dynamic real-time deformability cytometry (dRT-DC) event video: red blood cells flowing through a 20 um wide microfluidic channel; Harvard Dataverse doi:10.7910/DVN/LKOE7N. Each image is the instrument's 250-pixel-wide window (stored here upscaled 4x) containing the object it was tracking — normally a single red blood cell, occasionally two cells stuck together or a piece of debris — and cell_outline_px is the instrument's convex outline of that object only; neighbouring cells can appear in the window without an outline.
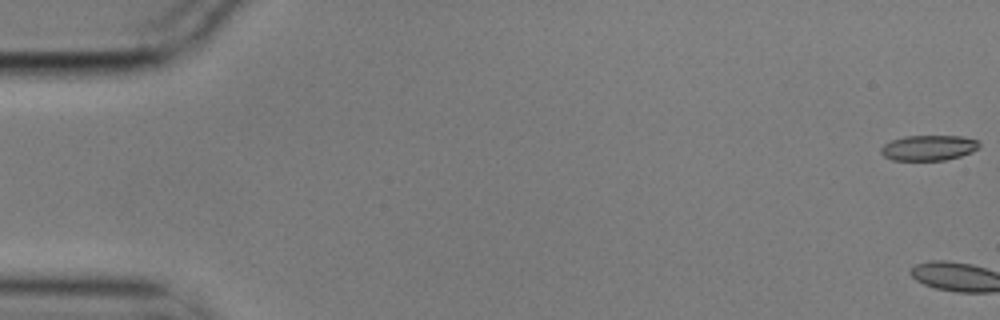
{"species": "common noctule bat (a hibernating species)", "species_latin": "Nyctalus noctula", "temperature_condition": "cold", "stored_images_in_passage": 6, "camera_frame_rate_fps": 3000, "um_per_image_px": 0.085, "animal": {"sex": "male", "body_mass_g": 17.9}, "frame": {"image": 1, "passage_image": 1, "time_ms": 0.0, "image_size_px": [1000, 320], "cell_outline_px": [[980, 148], [972, 152], [960, 156], [944, 160], [892, 160], [884, 156], [880, 152], [880, 148], [884, 144], [892, 140], [908, 136], [960, 136], [976, 140], [980, 144]], "centroid_in_image_um": [78.93, 12.57], "position_along_channel_um": 6.1, "area_um2": 14.45}}